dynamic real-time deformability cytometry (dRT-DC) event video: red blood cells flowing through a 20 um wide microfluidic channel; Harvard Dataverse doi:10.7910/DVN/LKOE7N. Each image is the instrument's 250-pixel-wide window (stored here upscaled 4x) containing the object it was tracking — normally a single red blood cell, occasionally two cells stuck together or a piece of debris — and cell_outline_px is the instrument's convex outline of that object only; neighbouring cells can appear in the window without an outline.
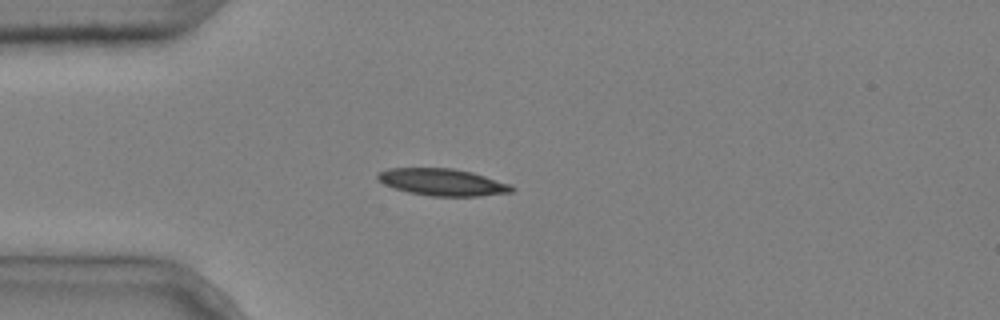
{"species": "common noctule bat (a hibernating species)", "species_latin": "Nyctalus noctula", "temperature_condition": "cold", "stored_images_in_passage": 5, "camera_frame_rate_fps": 3000, "um_per_image_px": 0.085, "animal": {"sex": "male", "body_mass_g": 20.4}, "frame": {"image": 1, "passage_image": 3, "time_ms": 0.667, "image_size_px": [1000, 320], "cell_outline_px": [[516, 188], [512, 192], [480, 196], [432, 196], [408, 192], [384, 184], [376, 180], [376, 176], [380, 172], [388, 168], [452, 168], [472, 172], [512, 184]], "centroid_in_image_um": [37.64, 15.48], "position_along_channel_um": 47.4, "area_um2": 21.15}}